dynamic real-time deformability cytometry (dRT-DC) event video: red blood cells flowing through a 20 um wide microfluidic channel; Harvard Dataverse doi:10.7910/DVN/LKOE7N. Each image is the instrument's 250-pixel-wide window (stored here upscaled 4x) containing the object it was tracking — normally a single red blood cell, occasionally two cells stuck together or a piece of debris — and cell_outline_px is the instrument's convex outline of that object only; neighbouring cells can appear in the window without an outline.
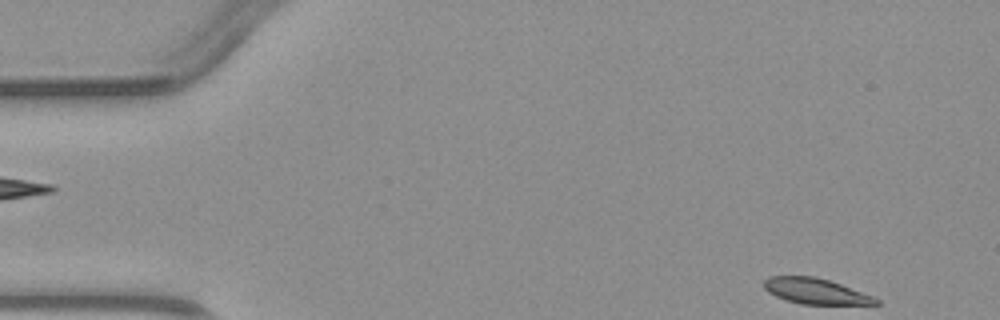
{"species": "common noctule bat (a hibernating species)", "species_latin": "Nyctalus noctula", "temperature_condition": "warm", "stored_images_in_passage": 5, "segment_of_instrument_passage": [2, 2], "camera_frame_rate_fps": 3000, "um_per_image_px": 0.085, "animal": {"sex": "male", "body_mass_g": 23.1, "forearm_length_mm": 52.7}, "frame": {"image": 1, "passage_image": 5, "time_ms": 4.667, "image_size_px": [1000, 320], "cell_outline_px": [[880, 304], [800, 304], [776, 296], [768, 292], [764, 288], [764, 280], [768, 276], [816, 276], [840, 284], [872, 296], [880, 300]], "centroid_in_image_um": [69.3, 24.74], "position_along_channel_um": 15.7, "area_um2": 16.53}}